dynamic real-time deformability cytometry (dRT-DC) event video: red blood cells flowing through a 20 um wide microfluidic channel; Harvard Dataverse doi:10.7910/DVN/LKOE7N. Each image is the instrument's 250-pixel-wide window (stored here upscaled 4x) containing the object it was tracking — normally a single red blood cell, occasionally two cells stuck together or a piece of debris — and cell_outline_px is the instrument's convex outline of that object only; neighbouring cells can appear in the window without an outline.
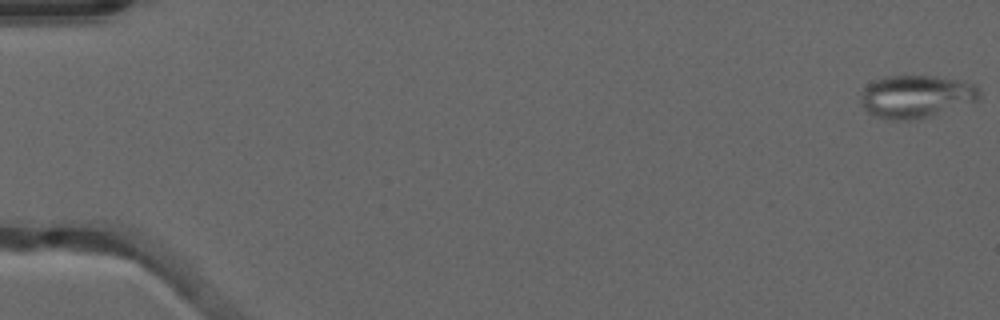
{"species": "common noctule bat (a hibernating species)", "species_latin": "Nyctalus noctula", "temperature_condition": "warm", "stored_images_in_passage": 29, "camera_frame_rate_fps": 3000, "um_per_image_px": 0.085, "animal": {"sex": "male", "forearm_length_mm": 52.5}, "frame": {"image": 1, "passage_image": 1, "time_ms": 0.0, "image_size_px": [1000, 320], "cell_outline_px": [[980, 100], [928, 116], [908, 120], [884, 120], [872, 116], [864, 108], [860, 100], [860, 96], [864, 88], [868, 84], [884, 76], [932, 76], [960, 80], [976, 84], [980, 88]], "centroid_in_image_um": [77.86, 8.2], "position_along_channel_um": 7.1, "area_um2": 29.65}}
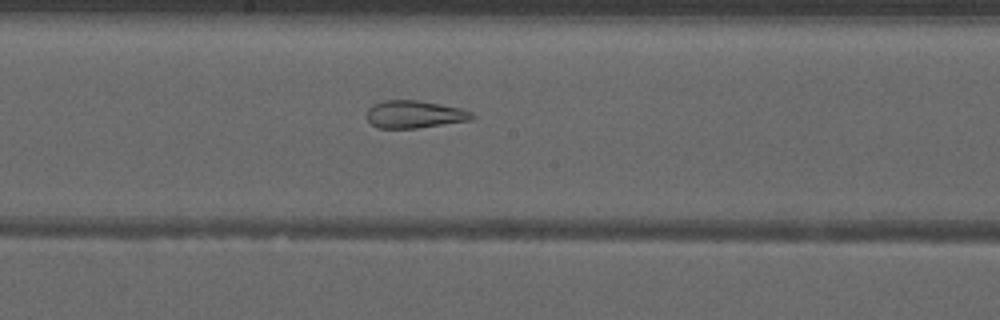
{"frame": {"image": 2, "passage_image": 29, "time_ms": 9.333, "image_size_px": [1000, 320], "cell_outline_px": [[476, 116], [472, 120], [416, 128], [376, 128], [368, 120], [368, 108], [372, 104], [384, 100], [416, 100], [460, 108], [472, 112]], "centroid_in_image_um": [35.23, 9.72], "position_along_channel_um": 213.0, "area_um2": 16.82}}